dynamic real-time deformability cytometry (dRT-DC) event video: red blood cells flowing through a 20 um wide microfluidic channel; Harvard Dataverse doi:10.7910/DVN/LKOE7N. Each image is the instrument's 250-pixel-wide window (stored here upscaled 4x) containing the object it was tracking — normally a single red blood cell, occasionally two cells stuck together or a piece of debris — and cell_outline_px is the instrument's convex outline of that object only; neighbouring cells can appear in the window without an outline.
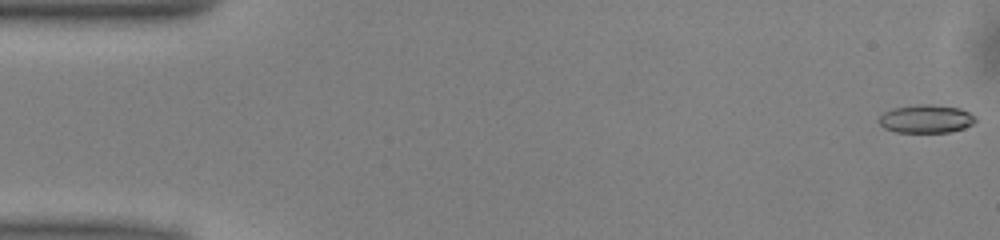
{"species": "common noctule bat (a hibernating species)", "species_latin": "Nyctalus noctula", "temperature_condition": "warm", "stored_images_in_passage": 51, "camera_frame_rate_fps": 3000, "um_per_image_px": 0.085, "animal": {"sex": "male", "body_mass_g": 13.0, "forearm_length_mm": 53.1}, "frame": {"image": 1, "passage_image": 1, "time_ms": 0.0, "image_size_px": [1000, 240], "cell_outline_px": [[976, 120], [972, 124], [964, 128], [948, 132], [896, 132], [884, 128], [880, 124], [880, 116], [884, 112], [892, 108], [916, 104], [928, 104], [960, 108], [976, 116]], "centroid_in_image_um": [78.72, 10.1], "position_along_channel_um": 6.3, "area_um2": 15.84}}
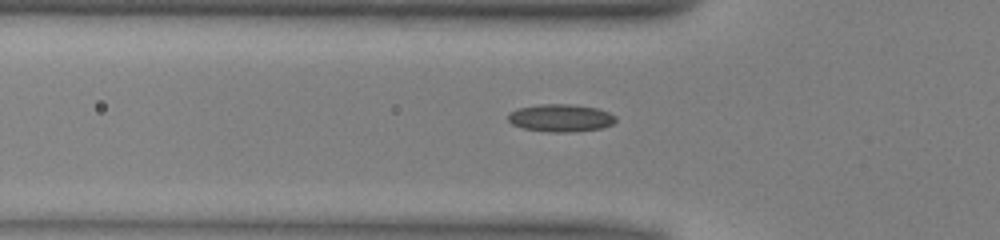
{"frame": {"image": 2, "passage_image": 17, "time_ms": 5.333, "image_size_px": [1000, 240], "cell_outline_px": [[616, 120], [612, 124], [600, 128], [572, 132], [548, 132], [524, 128], [512, 124], [508, 120], [508, 112], [516, 108], [540, 104], [572, 104], [596, 108], [608, 112], [616, 116]], "centroid_in_image_um": [47.62, 10.02], "position_along_channel_um": 78.2, "area_um2": 17.34}}
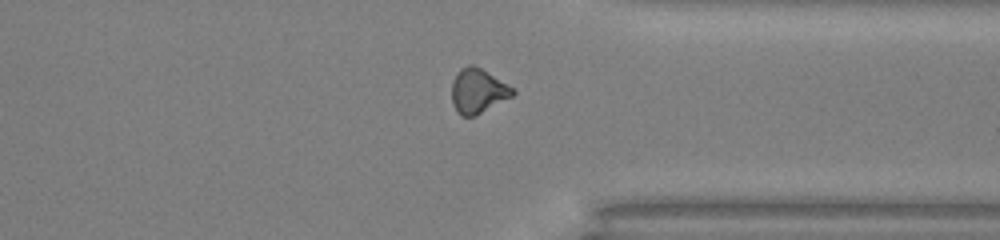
{"frame": {"image": 3, "passage_image": 39, "time_ms": 12.667, "image_size_px": [1000, 240], "cell_outline_px": [[516, 92], [512, 96], [476, 116], [460, 116], [456, 112], [452, 104], [452, 80], [460, 68], [468, 64], [472, 64], [480, 68], [512, 88]], "centroid_in_image_um": [40.57, 7.75], "position_along_channel_um": 370.8, "area_um2": 15.72}, "authors_computed_cell_mechanics": {"area_um2": 15.7216, "velocity_mm_per_s": 4.0249, "shape_relaxation_time_tau1_ms": null, "shape_relaxation_time_tau2_ms": 4.639, "deformation_change_tau1": null, "deformation_change_tau2": 0.1217}}